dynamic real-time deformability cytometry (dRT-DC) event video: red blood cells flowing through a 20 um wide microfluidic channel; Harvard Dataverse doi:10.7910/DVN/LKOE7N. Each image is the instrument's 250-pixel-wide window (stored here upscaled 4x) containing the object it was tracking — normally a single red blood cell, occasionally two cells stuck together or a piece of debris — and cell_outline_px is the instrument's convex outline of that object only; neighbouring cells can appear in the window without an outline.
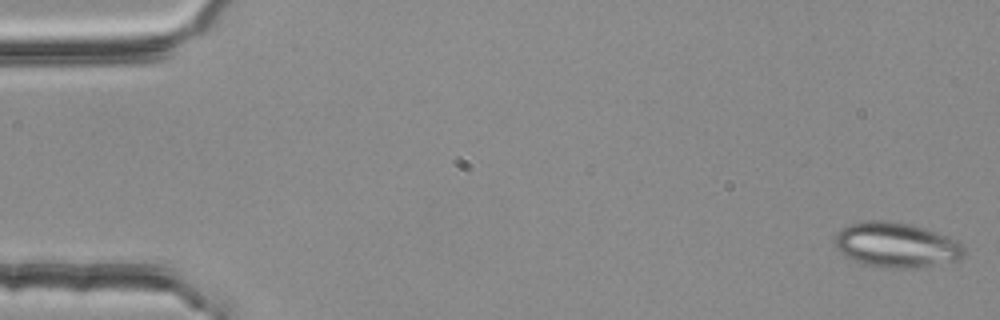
{"species": "common noctule bat (a hibernating species)", "species_latin": "Nyctalus noctula", "temperature_condition": "room temperature", "stored_images_in_passage": 53, "segment_of_instrument_passage": [1, 2], "camera_frame_rate_fps": 3000, "um_per_image_px": 0.085, "animal": {"sex": "female", "body_mass_g": 25.1}, "frame": {"image": 1, "passage_image": 1, "time_ms": 0.0, "image_size_px": [1000, 320], "cell_outline_px": [[964, 256], [956, 260], [916, 268], [884, 268], [864, 264], [852, 260], [840, 252], [836, 248], [832, 240], [836, 232], [840, 228], [848, 224], [868, 220], [888, 220], [912, 224], [936, 232], [964, 244]], "centroid_in_image_um": [76.12, 20.81], "position_along_channel_um": 8.9, "area_um2": 34.22}}